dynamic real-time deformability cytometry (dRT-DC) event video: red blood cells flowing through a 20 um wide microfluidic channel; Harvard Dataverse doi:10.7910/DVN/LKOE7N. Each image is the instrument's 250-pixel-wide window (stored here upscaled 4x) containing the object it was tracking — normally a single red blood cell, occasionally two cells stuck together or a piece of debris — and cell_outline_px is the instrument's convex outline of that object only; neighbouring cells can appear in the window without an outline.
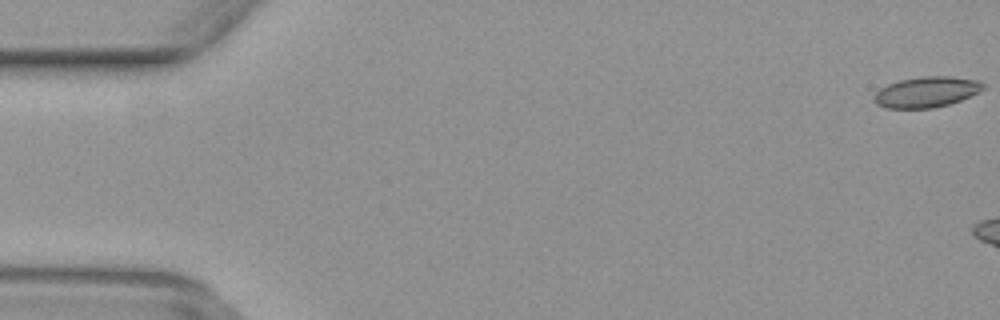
{"species": "common noctule bat (a hibernating species)", "species_latin": "Nyctalus noctula", "temperature_condition": "warm", "stored_images_in_passage": 9, "camera_frame_rate_fps": 3000, "um_per_image_px": 0.085, "animal": {"sex": "female", "body_mass_g": 29.2, "forearm_length_mm": 56.3}, "frame": {"image": 1, "passage_image": 1, "time_ms": 0.0, "image_size_px": [1000, 320], "cell_outline_px": [[984, 88], [980, 92], [960, 100], [948, 104], [932, 108], [884, 108], [876, 104], [872, 100], [872, 96], [880, 88], [888, 84], [900, 80], [920, 76], [952, 76], [980, 80], [984, 84]], "centroid_in_image_um": [78.74, 7.81], "position_along_channel_um": 6.3, "area_um2": 19.71}}